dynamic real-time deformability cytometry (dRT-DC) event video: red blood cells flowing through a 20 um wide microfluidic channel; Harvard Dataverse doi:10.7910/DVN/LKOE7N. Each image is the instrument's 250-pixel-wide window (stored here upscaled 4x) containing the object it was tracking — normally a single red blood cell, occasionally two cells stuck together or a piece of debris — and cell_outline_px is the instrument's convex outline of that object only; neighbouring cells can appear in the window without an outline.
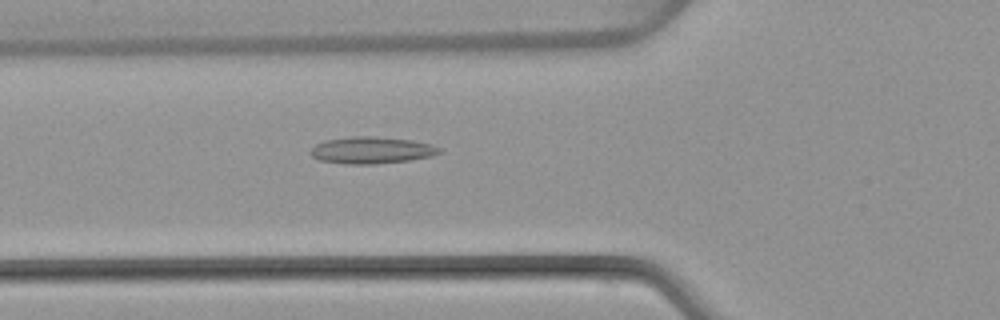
{"species": "common noctule bat (a hibernating species)", "species_latin": "Nyctalus noctula", "temperature_condition": "warm", "stored_images_in_passage": 50, "camera_frame_rate_fps": 3000, "um_per_image_px": 0.085, "animal": {"sex": "female", "body_mass_g": 22.7, "forearm_length_mm": 54.2}, "frame": {"image": 1, "passage_image": 18, "time_ms": 5.667, "image_size_px": [1000, 320], "cell_outline_px": [[444, 152], [432, 156], [408, 160], [376, 164], [344, 164], [320, 160], [312, 156], [308, 152], [316, 144], [324, 140], [352, 136], [376, 136], [412, 140], [432, 144], [444, 148]], "centroid_in_image_um": [31.63, 12.76], "position_along_channel_um": 94.2, "area_um2": 20.46}}
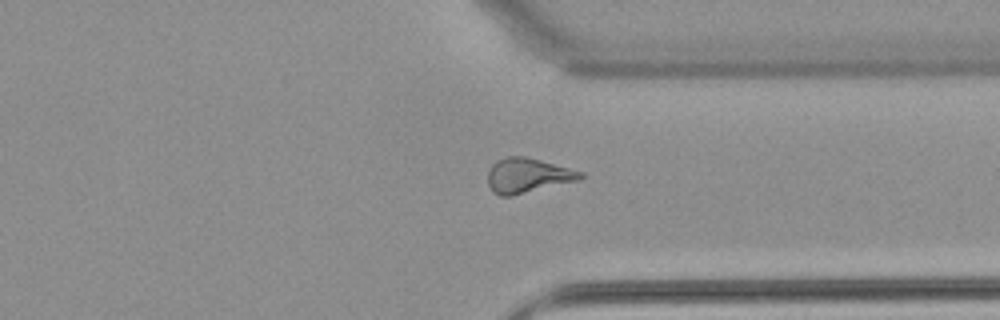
{"frame": {"image": 2, "passage_image": 38, "time_ms": 12.333, "image_size_px": [1000, 320], "cell_outline_px": [[584, 176], [580, 180], [512, 196], [500, 196], [492, 192], [488, 184], [488, 168], [496, 160], [508, 156], [524, 156], [540, 160], [584, 172]], "centroid_in_image_um": [44.83, 14.92], "position_along_channel_um": 366.6, "area_um2": 18.9}}
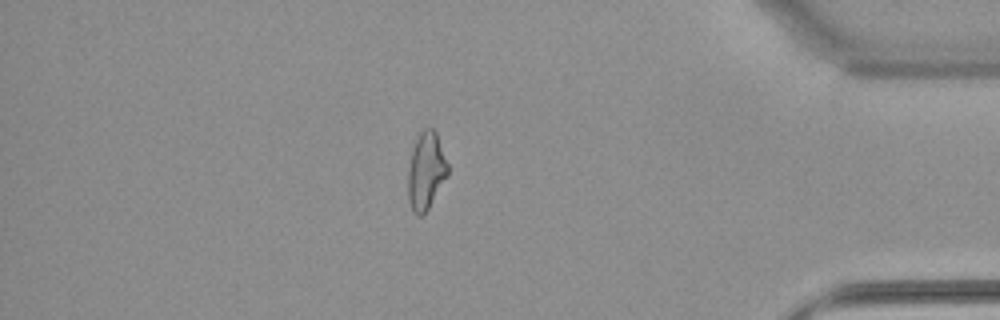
{"frame": {"image": 3, "passage_image": 43, "time_ms": 14.0, "image_size_px": [1000, 320], "cell_outline_px": [[448, 176], [428, 208], [420, 216], [416, 216], [412, 212], [408, 200], [408, 172], [412, 148], [420, 132], [424, 128], [432, 128], [436, 132], [448, 164]], "centroid_in_image_um": [36.21, 14.54], "position_along_channel_um": 399.0, "area_um2": 17.92}, "authors_computed_cell_mechanics": {"area_um2": 18.9295, "velocity_mm_per_s": 4.0833, "shape_relaxation_time_tau1_ms": null, "shape_relaxation_time_tau2_ms": 2.4901, "deformation_change_tau1": null, "deformation_change_tau2": 0.1263}}